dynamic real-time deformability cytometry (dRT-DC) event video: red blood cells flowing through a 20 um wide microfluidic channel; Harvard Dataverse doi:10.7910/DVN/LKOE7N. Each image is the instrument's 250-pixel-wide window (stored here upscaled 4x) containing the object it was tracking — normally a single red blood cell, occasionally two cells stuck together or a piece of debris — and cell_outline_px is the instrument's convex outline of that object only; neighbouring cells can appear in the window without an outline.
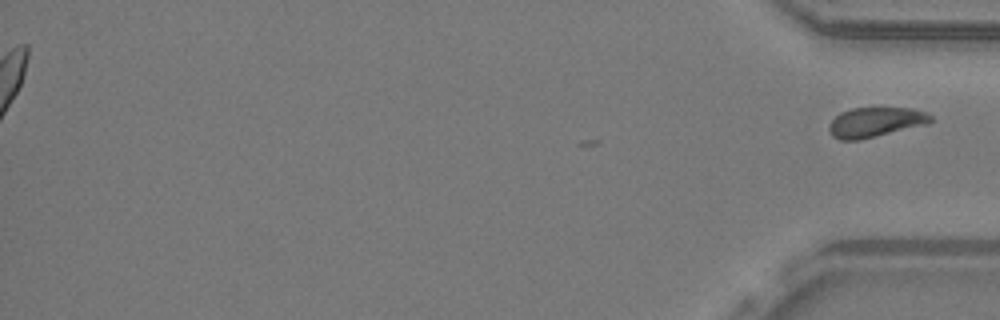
{"species": "common noctule bat (a hibernating species)", "species_latin": "Nyctalus noctula", "temperature_condition": "warm", "stored_images_in_passage": 54, "segment_of_instrument_passage": [2, 2], "camera_frame_rate_fps": 3000, "um_per_image_px": 0.085, "animal": {"sex": "male", "body_mass_g": 19.2, "forearm_length_mm": 51.8}, "frame": {"image": 1, "passage_image": 54, "time_ms": 17.667, "image_size_px": [1000, 320], "cell_outline_px": [[936, 120], [928, 124], [860, 140], [840, 140], [832, 136], [828, 128], [828, 124], [840, 112], [852, 108], [912, 108], [924, 112], [932, 116]], "centroid_in_image_um": [74.42, 10.39], "position_along_channel_um": 360.8, "area_um2": 17.8}}